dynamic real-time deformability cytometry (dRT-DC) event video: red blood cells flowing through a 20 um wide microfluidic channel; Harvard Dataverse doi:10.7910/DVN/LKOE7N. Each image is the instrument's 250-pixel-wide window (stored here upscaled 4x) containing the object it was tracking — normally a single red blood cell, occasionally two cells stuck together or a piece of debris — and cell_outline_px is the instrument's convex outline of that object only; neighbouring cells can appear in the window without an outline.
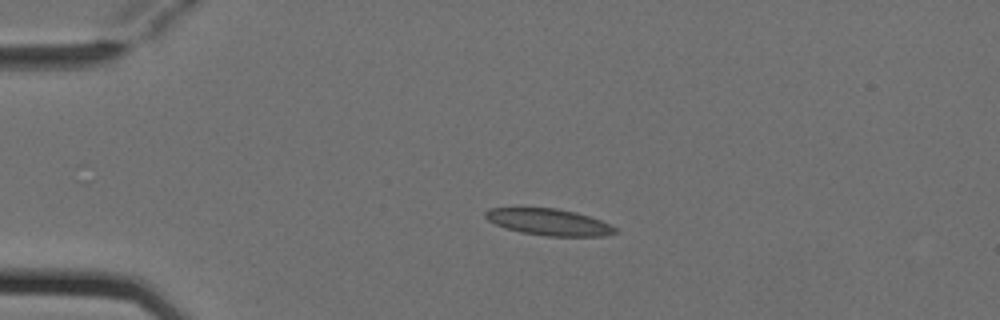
{"species": "Egyptian fruit bat (a non-hibernating species)", "species_latin": "Rousettus aegyptiacus", "temperature_condition": "cold", "stored_images_in_passage": 3, "camera_frame_rate_fps": 3000, "um_per_image_px": 0.085, "animal": {"sex": "female"}, "frame": {"image": 1, "passage_image": 2, "time_ms": 0.333, "image_size_px": [1000, 320], "cell_outline_px": [[616, 232], [604, 236], [548, 236], [520, 232], [504, 228], [488, 220], [484, 216], [484, 212], [488, 208], [556, 208], [576, 212], [600, 220], [616, 228]], "centroid_in_image_um": [46.61, 18.87], "position_along_channel_um": 38.4, "area_um2": 19.94}}